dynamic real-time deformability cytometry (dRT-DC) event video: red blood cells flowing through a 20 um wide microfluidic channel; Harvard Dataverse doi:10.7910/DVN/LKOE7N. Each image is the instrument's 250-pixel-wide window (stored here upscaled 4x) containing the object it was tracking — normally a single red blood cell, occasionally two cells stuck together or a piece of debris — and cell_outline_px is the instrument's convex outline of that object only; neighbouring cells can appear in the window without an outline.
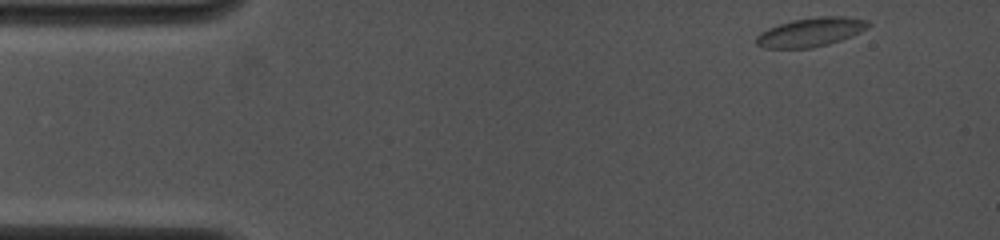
{"species": "common noctule bat (a hibernating species)", "species_latin": "Nyctalus noctula", "temperature_condition": "cold", "stored_images_in_passage": 35, "camera_frame_rate_fps": 4000, "um_per_image_px": 0.085, "animal": {"sex": "female", "body_mass_g": 19.0, "forearm_length_mm": 53.3}, "frame": {"image": 1, "passage_image": 1, "time_ms": 0.0, "image_size_px": [1000, 240], "cell_outline_px": [[872, 24], [868, 28], [852, 36], [828, 44], [812, 48], [764, 48], [756, 44], [756, 36], [760, 32], [768, 28], [792, 20], [820, 16], [844, 16], [868, 20]], "centroid_in_image_um": [68.93, 2.73], "position_along_channel_um": 16.1, "area_um2": 18.96}}
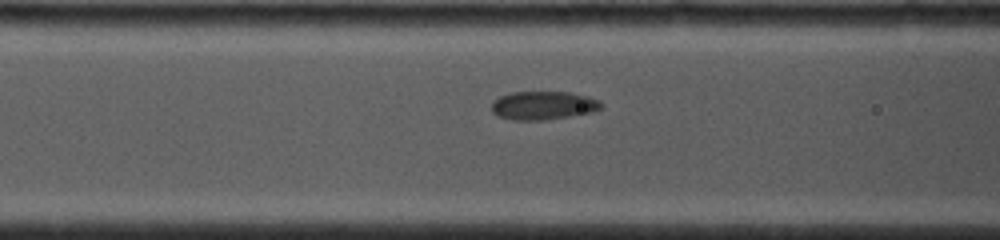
{"frame": {"image": 2, "passage_image": 22, "time_ms": 5.0, "image_size_px": [1000, 240], "cell_outline_px": [[604, 104], [600, 108], [592, 112], [544, 120], [512, 120], [496, 116], [492, 112], [492, 100], [500, 96], [512, 92], [568, 92], [588, 96], [600, 100]], "centroid_in_image_um": [46.15, 8.96], "position_along_channel_um": 120.4, "area_um2": 18.26}}
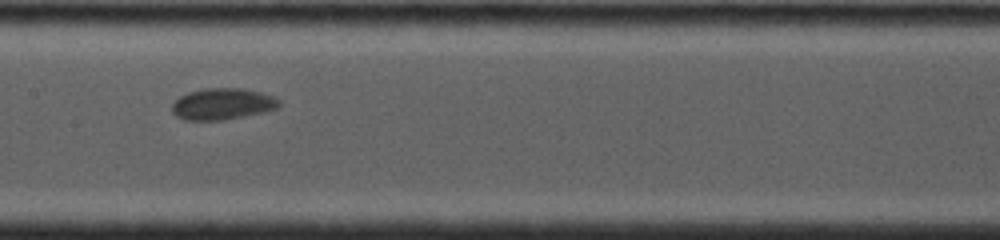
{"frame": {"image": 3, "passage_image": 34, "time_ms": 6.75, "image_size_px": [1000, 240], "cell_outline_px": [[280, 104], [276, 108], [264, 112], [224, 120], [184, 120], [176, 116], [172, 112], [172, 104], [180, 96], [188, 92], [208, 88], [244, 88], [276, 96], [280, 100]], "centroid_in_image_um": [18.92, 8.83], "position_along_channel_um": 188.5, "area_um2": 19.71}}